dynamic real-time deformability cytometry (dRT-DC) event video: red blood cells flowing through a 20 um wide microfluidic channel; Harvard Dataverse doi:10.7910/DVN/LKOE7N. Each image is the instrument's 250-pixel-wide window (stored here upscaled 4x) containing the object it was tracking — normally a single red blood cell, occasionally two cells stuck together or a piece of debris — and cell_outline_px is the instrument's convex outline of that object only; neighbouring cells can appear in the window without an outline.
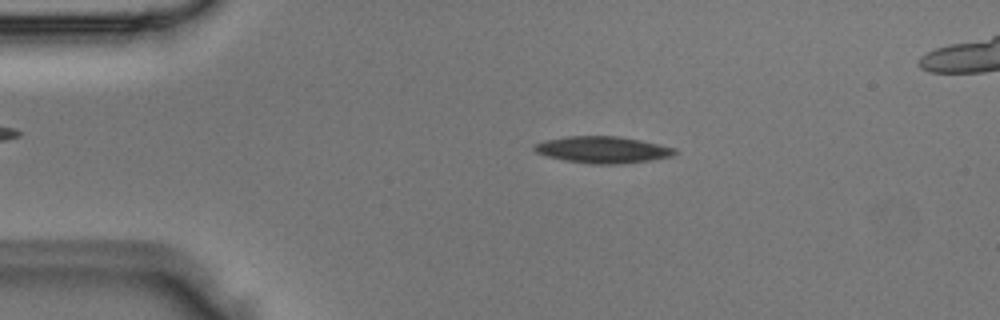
{"species": "Egyptian fruit bat (a non-hibernating species)", "species_latin": "Rousettus aegyptiacus", "temperature_condition": "room temperature", "stored_images_in_passage": 4, "camera_frame_rate_fps": 3000, "um_per_image_px": 0.085, "animal": {"sex": "male"}, "frame": {"image": 1, "passage_image": 2, "time_ms": 0.333, "image_size_px": [1000, 320], "cell_outline_px": [[680, 152], [672, 156], [652, 160], [620, 164], [592, 164], [564, 160], [548, 156], [536, 152], [532, 148], [536, 144], [544, 140], [568, 136], [620, 136], [660, 144], [676, 148]], "centroid_in_image_um": [51.28, 12.72], "position_along_channel_um": 33.7, "area_um2": 21.96}}